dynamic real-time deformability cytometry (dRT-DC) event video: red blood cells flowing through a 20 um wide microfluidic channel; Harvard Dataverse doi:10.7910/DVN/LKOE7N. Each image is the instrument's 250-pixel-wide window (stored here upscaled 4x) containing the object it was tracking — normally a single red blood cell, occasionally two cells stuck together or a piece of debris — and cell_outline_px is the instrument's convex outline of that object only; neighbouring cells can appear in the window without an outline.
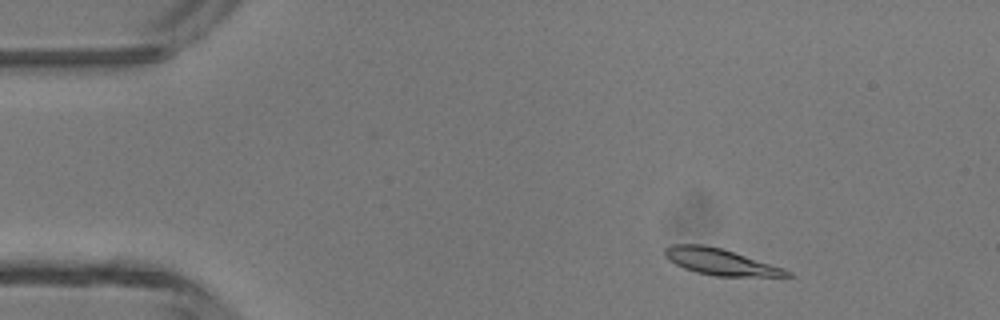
{"species": "common noctule bat (a hibernating species)", "species_latin": "Nyctalus noctula", "temperature_condition": "room temperature", "stored_images_in_passage": 45, "camera_frame_rate_fps": 3000, "um_per_image_px": 0.085, "animal": {"sex": "male", "body_mass_g": 13.3}, "frame": {"image": 1, "passage_image": 4, "time_ms": 1.0, "image_size_px": [1000, 320], "cell_outline_px": [[792, 276], [716, 276], [696, 272], [684, 268], [668, 260], [664, 256], [664, 248], [672, 244], [704, 244], [720, 248], [784, 268], [792, 272]], "centroid_in_image_um": [61.18, 22.25], "position_along_channel_um": 23.8, "area_um2": 18.55}}
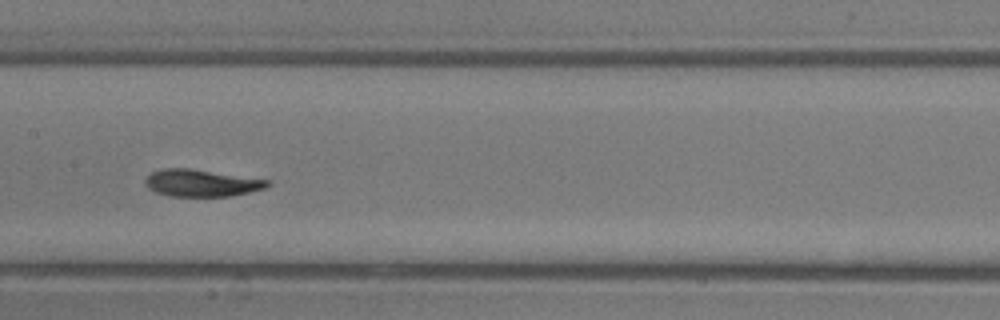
{"frame": {"image": 2, "passage_image": 21, "time_ms": 6.667, "image_size_px": [1000, 320], "cell_outline_px": [[272, 184], [264, 188], [248, 192], [228, 196], [168, 196], [156, 192], [148, 188], [144, 184], [144, 180], [152, 172], [164, 168], [188, 168], [272, 180]], "centroid_in_image_um": [17.12, 15.55], "position_along_channel_um": 190.3, "area_um2": 19.25}}
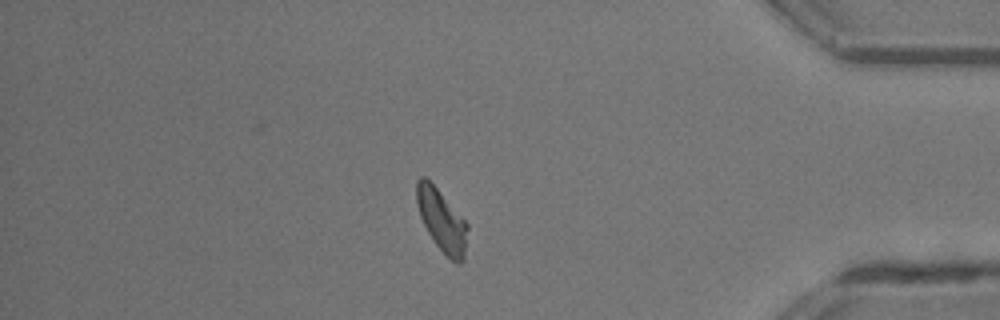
{"frame": {"image": 3, "passage_image": 38, "time_ms": 12.333, "image_size_px": [1000, 320], "cell_outline_px": [[468, 228], [464, 260], [460, 264], [456, 264], [436, 244], [428, 232], [420, 216], [416, 204], [416, 180], [420, 176], [424, 176], [436, 188], [468, 224]], "centroid_in_image_um": [37.54, 18.75], "position_along_channel_um": 397.7, "area_um2": 18.09}, "authors_computed_cell_mechanics": {"area_um2": 18.6694, "velocity_mm_per_s": 4.3135, "shape_relaxation_time_tau1_ms": 2.7239, "shape_relaxation_time_tau2_ms": 3.7622, "deformation_change_tau1": 0.1396, "deformation_change_tau2": 0.0886}}